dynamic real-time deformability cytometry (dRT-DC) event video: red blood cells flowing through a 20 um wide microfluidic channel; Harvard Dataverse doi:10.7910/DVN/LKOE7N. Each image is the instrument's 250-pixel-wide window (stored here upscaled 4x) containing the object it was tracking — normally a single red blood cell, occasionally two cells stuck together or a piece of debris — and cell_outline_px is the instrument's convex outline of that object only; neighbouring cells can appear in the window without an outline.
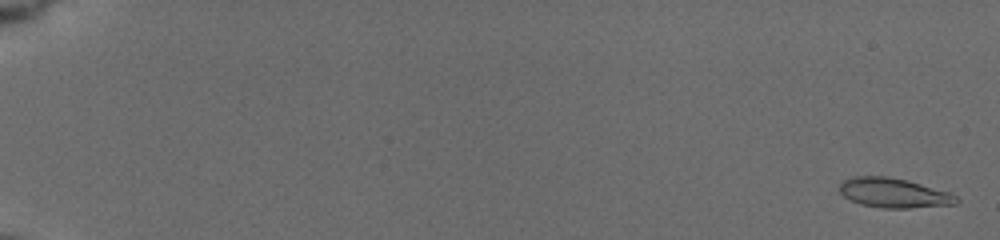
{"species": "common noctule bat (a hibernating species)", "species_latin": "Nyctalus noctula", "temperature_condition": "cold", "stored_images_in_passage": 47, "camera_frame_rate_fps": 3000, "um_per_image_px": 0.085, "animal": {"sex": "female", "body_mass_g": 19.5, "forearm_length_mm": 54.1}, "frame": {"image": 1, "passage_image": 3, "time_ms": 0.333, "image_size_px": [1000, 240], "cell_outline_px": [[960, 200], [956, 204], [908, 208], [880, 208], [860, 204], [844, 196], [840, 192], [840, 184], [844, 180], [852, 176], [888, 176], [920, 184], [948, 192], [956, 196]], "centroid_in_image_um": [75.95, 16.4], "position_along_channel_um": 9.0, "area_um2": 19.94}}
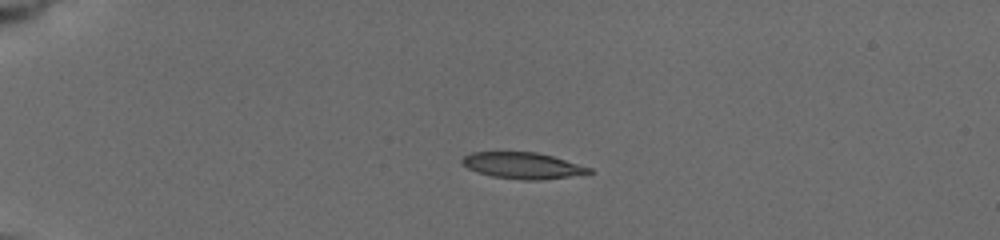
{"frame": {"image": 2, "passage_image": 35, "time_ms": 5.0, "image_size_px": [1000, 240], "cell_outline_px": [[592, 172], [568, 176], [540, 180], [524, 180], [492, 176], [468, 168], [460, 164], [460, 160], [464, 156], [472, 152], [536, 152], [552, 156], [592, 168]], "centroid_in_image_um": [44.38, 14.06], "position_along_channel_um": 40.6, "area_um2": 19.19}}